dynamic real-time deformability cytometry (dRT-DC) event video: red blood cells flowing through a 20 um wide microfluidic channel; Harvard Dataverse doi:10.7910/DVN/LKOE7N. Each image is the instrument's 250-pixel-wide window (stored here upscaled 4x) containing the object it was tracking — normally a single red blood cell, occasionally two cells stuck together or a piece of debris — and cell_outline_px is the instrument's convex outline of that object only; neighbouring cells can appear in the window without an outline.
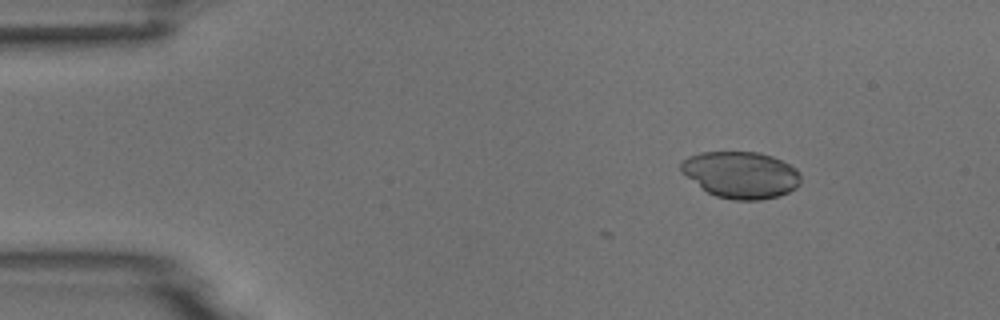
{"species": "common noctule bat (a hibernating species)", "species_latin": "Nyctalus noctula", "temperature_condition": "room temperature", "stored_images_in_passage": 5, "camera_frame_rate_fps": 3000, "um_per_image_px": 0.085, "animal": {"sex": "male", "body_mass_g": 18.8}, "frame": {"image": 1, "passage_image": 2, "time_ms": 2.0, "image_size_px": [1000, 320], "cell_outline_px": [[800, 184], [796, 188], [780, 196], [760, 200], [736, 200], [716, 196], [708, 192], [680, 172], [680, 160], [688, 156], [700, 152], [760, 152], [772, 156], [796, 168], [800, 172]], "centroid_in_image_um": [62.97, 14.85], "position_along_channel_um": 22.0, "area_um2": 32.77}}